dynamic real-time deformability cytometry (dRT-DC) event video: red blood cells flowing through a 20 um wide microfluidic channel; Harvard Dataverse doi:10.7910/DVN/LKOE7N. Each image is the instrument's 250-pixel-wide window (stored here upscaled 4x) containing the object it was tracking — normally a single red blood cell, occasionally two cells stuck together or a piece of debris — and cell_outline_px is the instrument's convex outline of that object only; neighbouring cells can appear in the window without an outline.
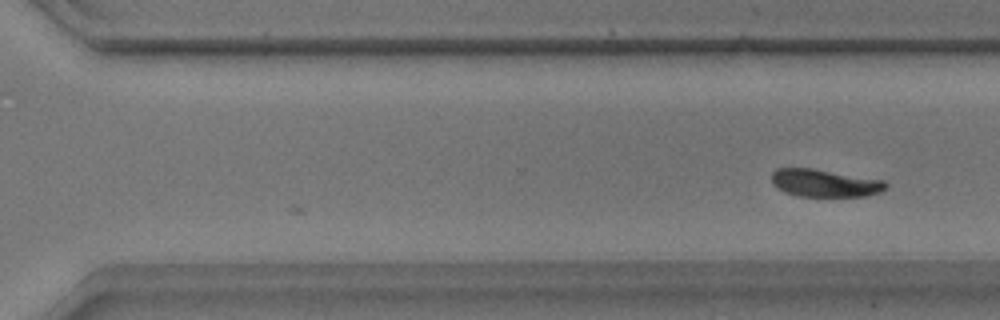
{"species": "common noctule bat (a hibernating species)", "species_latin": "Nyctalus noctula", "temperature_condition": "warm", "stored_images_in_passage": 22, "camera_frame_rate_fps": 3000, "um_per_image_px": 0.085, "animal": {"sex": "male", "body_mass_g": 17.9}, "frame": {"image": 1, "passage_image": 22, "time_ms": 7.0, "image_size_px": [1000, 320], "cell_outline_px": [[888, 188], [880, 192], [868, 196], [800, 196], [784, 192], [776, 188], [772, 184], [772, 172], [776, 168], [812, 168], [884, 180], [888, 184]], "centroid_in_image_um": [70.11, 15.56], "position_along_channel_um": 300.5, "area_um2": 18.5}}